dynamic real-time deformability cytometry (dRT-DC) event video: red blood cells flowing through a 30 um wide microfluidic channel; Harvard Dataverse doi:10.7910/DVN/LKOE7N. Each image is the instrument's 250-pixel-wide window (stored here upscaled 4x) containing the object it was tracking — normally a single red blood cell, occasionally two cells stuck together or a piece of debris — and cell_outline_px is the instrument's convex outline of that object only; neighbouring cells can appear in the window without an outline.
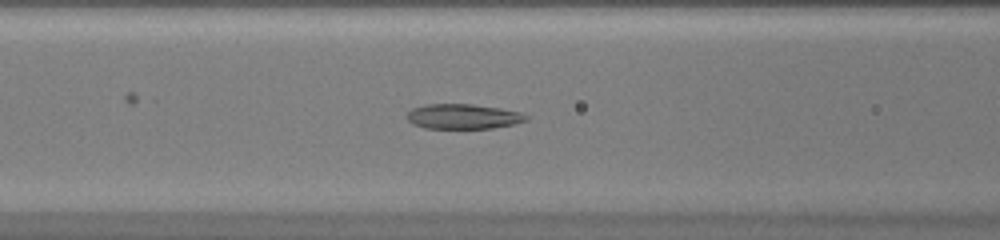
{"species": "common noctule bat (a hibernating species)", "species_latin": "Nyctalus noctula", "temperature_condition": "warm", "stored_images_in_passage": 37, "camera_frame_rate_fps": 3000, "um_per_image_px": 0.085, "animal": {"sex": "female", "body_mass_g": 20.0, "forearm_length_mm": 54.0}, "frame": {"image": 1, "passage_image": 11, "time_ms": 3.333, "image_size_px": [1000, 240], "cell_outline_px": [[528, 120], [512, 124], [492, 128], [424, 128], [412, 124], [404, 116], [412, 108], [424, 104], [472, 104], [500, 108], [520, 112], [528, 116]], "centroid_in_image_um": [39.31, 9.89], "position_along_channel_um": 127.3, "area_um2": 17.4}}
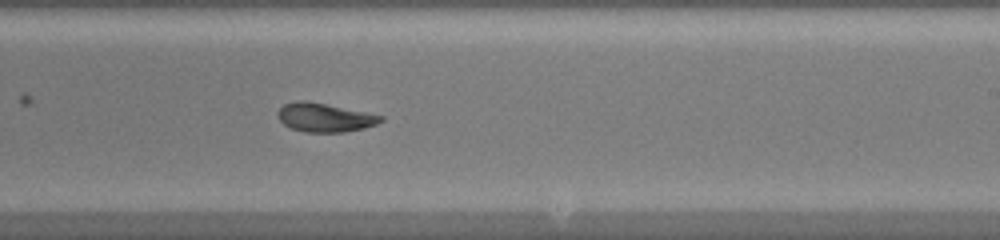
{"frame": {"image": 2, "passage_image": 20, "time_ms": 6.333, "image_size_px": [1000, 240], "cell_outline_px": [[384, 120], [376, 124], [364, 128], [344, 132], [304, 132], [292, 128], [284, 124], [276, 116], [276, 112], [284, 104], [296, 100], [304, 100], [384, 116]], "centroid_in_image_um": [27.56, 9.99], "position_along_channel_um": 261.4, "area_um2": 17.11}}
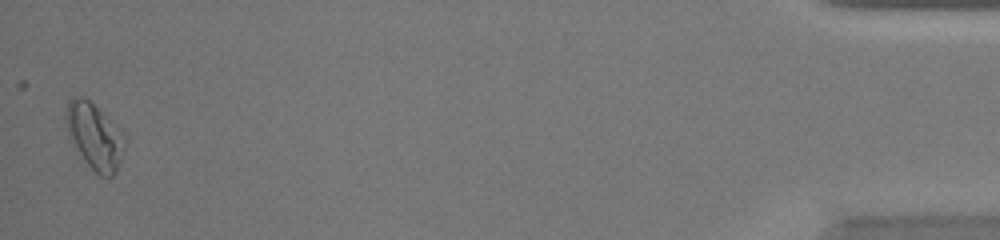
{"frame": {"image": 3, "passage_image": 37, "time_ms": 12.0, "image_size_px": [1000, 240], "cell_outline_px": [[124, 136], [120, 160], [116, 172], [112, 176], [100, 176], [84, 160], [68, 136], [64, 124], [64, 116], [68, 100], [72, 96], [84, 96], [120, 128]], "centroid_in_image_um": [7.98, 11.52], "position_along_channel_um": 427.2, "area_um2": 22.43}}